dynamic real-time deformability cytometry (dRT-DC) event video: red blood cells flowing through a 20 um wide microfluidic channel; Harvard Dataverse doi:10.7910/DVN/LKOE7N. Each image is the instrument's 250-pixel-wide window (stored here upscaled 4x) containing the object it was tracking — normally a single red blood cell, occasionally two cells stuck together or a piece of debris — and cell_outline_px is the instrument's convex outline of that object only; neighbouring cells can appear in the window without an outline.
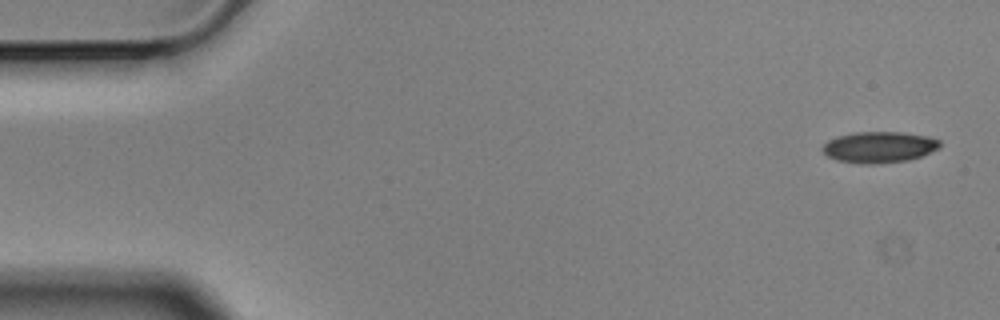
{"species": "Egyptian fruit bat (a non-hibernating species)", "species_latin": "Rousettus aegyptiacus", "temperature_condition": "cold", "stored_images_in_passage": 5, "camera_frame_rate_fps": 3000, "um_per_image_px": 0.085, "animal": {"sex": "male"}, "frame": {"image": 1, "passage_image": 1, "time_ms": 0.0, "image_size_px": [1000, 320], "cell_outline_px": [[940, 148], [920, 156], [908, 160], [872, 164], [860, 164], [836, 160], [828, 156], [820, 148], [828, 140], [836, 136], [856, 132], [900, 132], [928, 136], [940, 140]], "centroid_in_image_um": [74.7, 12.5], "position_along_channel_um": 10.3, "area_um2": 21.33}}
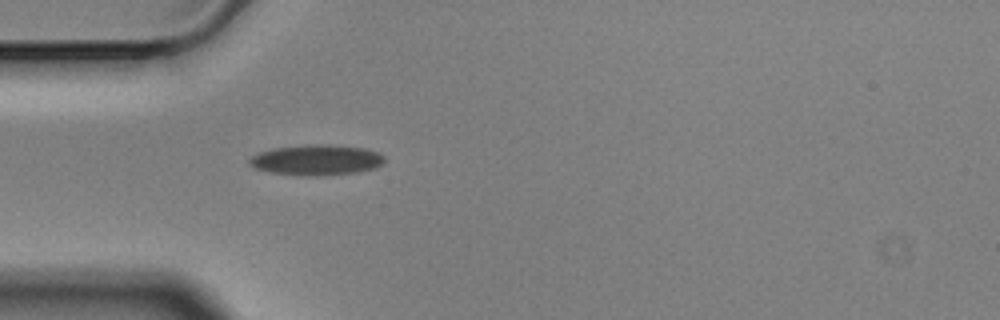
{"frame": {"image": 2, "passage_image": 5, "time_ms": 1.333, "image_size_px": [1000, 320], "cell_outline_px": [[384, 160], [376, 168], [356, 172], [320, 176], [308, 176], [272, 172], [256, 168], [248, 164], [248, 160], [252, 156], [260, 152], [272, 148], [304, 144], [328, 144], [364, 148], [376, 152], [384, 156]], "centroid_in_image_um": [26.88, 13.58], "position_along_channel_um": 58.1, "area_um2": 23.99}}